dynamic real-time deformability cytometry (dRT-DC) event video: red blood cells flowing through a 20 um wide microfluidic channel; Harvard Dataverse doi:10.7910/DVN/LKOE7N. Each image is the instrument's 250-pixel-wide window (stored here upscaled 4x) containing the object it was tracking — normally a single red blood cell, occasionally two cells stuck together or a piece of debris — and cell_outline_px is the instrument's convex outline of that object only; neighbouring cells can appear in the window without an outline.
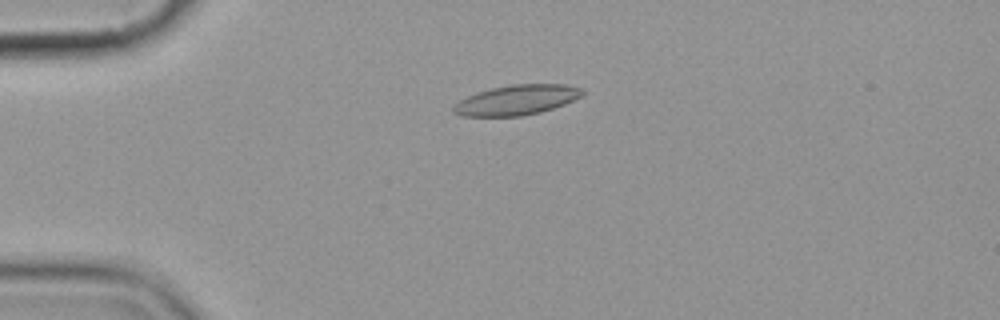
{"species": "common noctule bat (a hibernating species)", "species_latin": "Nyctalus noctula", "temperature_condition": "cold", "stored_images_in_passage": 4, "camera_frame_rate_fps": 3000, "um_per_image_px": 0.085, "animal": {"sex": "female", "body_mass_g": 19.9}, "frame": {"image": 1, "passage_image": 2, "time_ms": 1.0, "image_size_px": [1000, 320], "cell_outline_px": [[584, 92], [580, 96], [564, 104], [540, 112], [524, 116], [464, 116], [452, 112], [452, 108], [460, 100], [476, 92], [492, 88], [512, 84], [564, 84], [580, 88]], "centroid_in_image_um": [43.89, 8.5], "position_along_channel_um": 41.1, "area_um2": 22.31}}
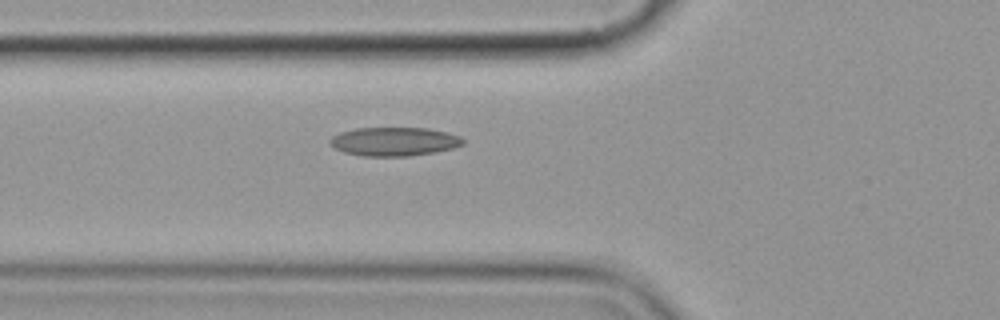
{"frame": {"image": 2, "passage_image": 4, "time_ms": 3.333, "image_size_px": [1000, 320], "cell_outline_px": [[464, 144], [452, 148], [436, 152], [408, 156], [364, 156], [344, 152], [328, 144], [328, 140], [332, 136], [340, 132], [356, 128], [428, 128], [448, 132], [460, 136], [464, 140]], "centroid_in_image_um": [33.5, 12.03], "position_along_channel_um": 92.3, "area_um2": 22.37}}